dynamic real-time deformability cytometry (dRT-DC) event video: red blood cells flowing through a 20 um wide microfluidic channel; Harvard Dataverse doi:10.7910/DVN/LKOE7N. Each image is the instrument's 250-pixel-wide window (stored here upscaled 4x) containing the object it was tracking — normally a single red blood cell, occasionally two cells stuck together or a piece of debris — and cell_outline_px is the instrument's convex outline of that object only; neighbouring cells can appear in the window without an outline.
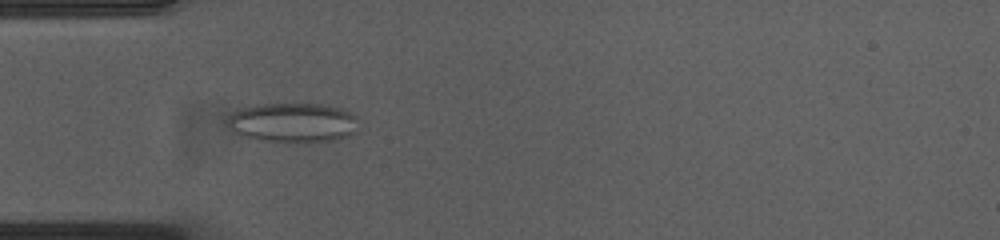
{"species": "common noctule bat (a hibernating species)", "species_latin": "Nyctalus noctula", "temperature_condition": "cold", "stored_images_in_passage": 54, "camera_frame_rate_fps": 3000, "um_per_image_px": 0.085, "animal": {"sex": "female", "body_mass_g": 23.0, "forearm_length_mm": 53.4}, "frame": {"image": 1, "passage_image": 16, "time_ms": 5.0, "image_size_px": [1000, 240], "cell_outline_px": [[356, 132], [348, 136], [324, 140], [264, 140], [244, 136], [232, 132], [228, 124], [228, 116], [244, 108], [264, 104], [320, 104], [336, 108], [348, 112], [356, 116]], "centroid_in_image_um": [24.88, 10.4], "position_along_channel_um": 60.1, "area_um2": 28.9}}
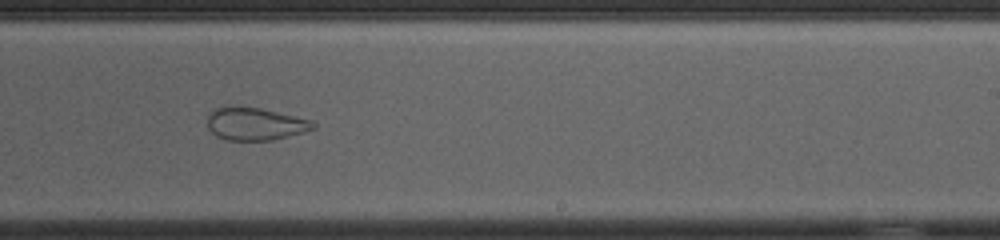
{"frame": {"image": 2, "passage_image": 33, "time_ms": 10.667, "image_size_px": [1000, 240], "cell_outline_px": [[316, 128], [304, 132], [272, 140], [228, 140], [216, 136], [208, 128], [208, 116], [216, 108], [260, 108], [312, 120], [316, 124]], "centroid_in_image_um": [21.74, 10.56], "position_along_channel_um": 267.3, "area_um2": 19.65}}
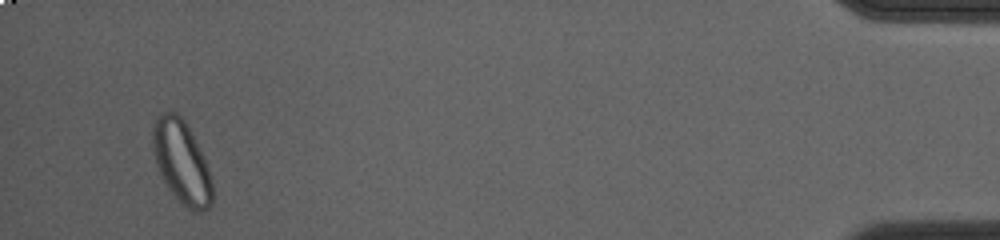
{"frame": {"image": 3, "passage_image": 52, "time_ms": 17.0, "image_size_px": [1000, 240], "cell_outline_px": [[212, 204], [208, 208], [200, 212], [196, 212], [188, 208], [176, 200], [164, 180], [156, 164], [152, 144], [152, 128], [160, 112], [176, 112], [184, 120], [208, 168], [212, 184]], "centroid_in_image_um": [15.42, 13.8], "position_along_channel_um": 419.8, "area_um2": 28.26}, "authors_computed_cell_mechanics": {"area_um2": 27.0793, "velocity_mm_per_s": 3.6861, "shape_relaxation_time_tau1_ms": null, "shape_relaxation_time_tau2_ms": 1.3051, "deformation_change_tau1": null, "deformation_change_tau2": 0.0777}}